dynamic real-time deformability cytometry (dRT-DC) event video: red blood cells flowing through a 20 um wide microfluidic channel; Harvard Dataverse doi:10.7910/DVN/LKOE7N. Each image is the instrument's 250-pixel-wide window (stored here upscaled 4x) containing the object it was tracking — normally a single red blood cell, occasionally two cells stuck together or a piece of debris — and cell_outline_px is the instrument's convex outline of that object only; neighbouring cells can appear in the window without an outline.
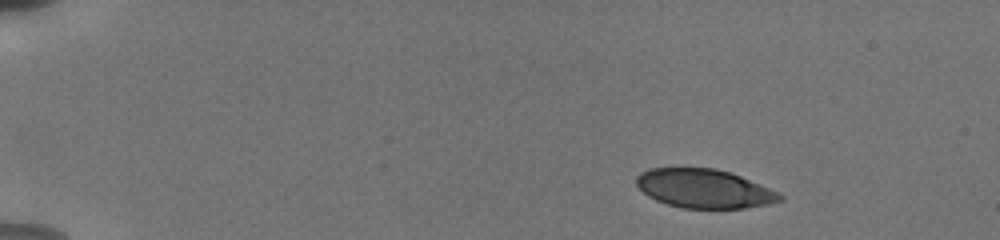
{"species": "human", "species_latin": "Homo sapiens", "temperature_condition": "cold", "stored_images_in_passage": 48, "camera_frame_rate_fps": 3000, "um_per_image_px": 0.085, "donor": {"sex": "male"}, "frame": {"image": 1, "passage_image": 1, "time_ms": 0.0, "image_size_px": [1000, 240], "cell_outline_px": [[784, 200], [768, 204], [744, 208], [684, 208], [668, 204], [656, 200], [648, 196], [636, 184], [636, 176], [640, 172], [648, 168], [716, 168], [740, 176], [768, 188], [784, 196]], "centroid_in_image_um": [59.83, 16.03], "position_along_channel_um": 25.2, "area_um2": 32.25}}
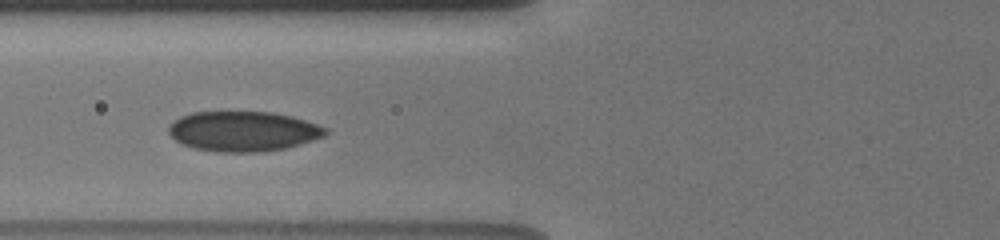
{"frame": {"image": 2, "passage_image": 16, "time_ms": 5.0, "image_size_px": [1000, 240], "cell_outline_px": [[328, 132], [324, 136], [288, 148], [260, 152], [216, 152], [192, 148], [180, 144], [168, 132], [168, 128], [172, 120], [180, 116], [192, 112], [272, 112], [292, 116], [328, 128]], "centroid_in_image_um": [20.64, 11.16], "position_along_channel_um": 105.2, "area_um2": 36.88}}
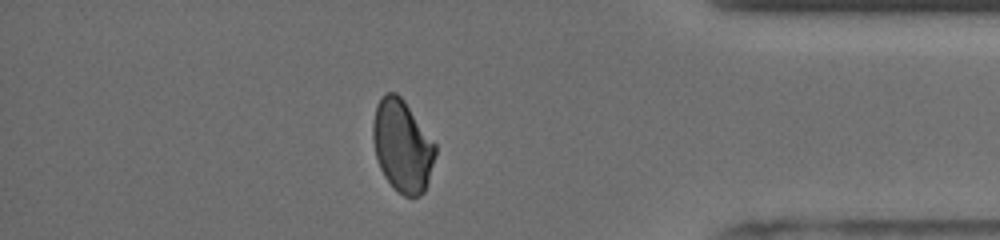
{"frame": {"image": 3, "passage_image": 41, "time_ms": 13.333, "image_size_px": [1000, 240], "cell_outline_px": [[436, 152], [428, 180], [424, 192], [420, 196], [404, 196], [384, 176], [380, 168], [376, 156], [372, 140], [372, 124], [376, 104], [384, 92], [396, 92], [404, 100], [436, 144]], "centroid_in_image_um": [34.18, 12.36], "position_along_channel_um": 401.0, "area_um2": 33.35}, "authors_computed_cell_mechanics": {"area_um2": 35.3158, "velocity_mm_per_s": 3.8177, "shape_relaxation_time_tau1_ms": 9.3238, "shape_relaxation_time_tau2_ms": 1.7621, "deformation_change_tau1": 0.1588, "deformation_change_tau2": 0.062}}